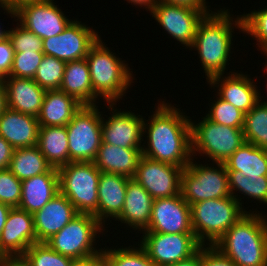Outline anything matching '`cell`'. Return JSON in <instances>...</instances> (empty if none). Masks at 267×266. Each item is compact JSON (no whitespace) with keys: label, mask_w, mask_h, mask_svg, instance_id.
<instances>
[{"label":"cell","mask_w":267,"mask_h":266,"mask_svg":"<svg viewBox=\"0 0 267 266\" xmlns=\"http://www.w3.org/2000/svg\"><path fill=\"white\" fill-rule=\"evenodd\" d=\"M190 210L194 234L203 246H214L226 231L249 212L232 196L196 202L190 205Z\"/></svg>","instance_id":"obj_5"},{"label":"cell","mask_w":267,"mask_h":266,"mask_svg":"<svg viewBox=\"0 0 267 266\" xmlns=\"http://www.w3.org/2000/svg\"><path fill=\"white\" fill-rule=\"evenodd\" d=\"M39 122L37 117L5 108L0 115V136L14 149L38 144Z\"/></svg>","instance_id":"obj_22"},{"label":"cell","mask_w":267,"mask_h":266,"mask_svg":"<svg viewBox=\"0 0 267 266\" xmlns=\"http://www.w3.org/2000/svg\"><path fill=\"white\" fill-rule=\"evenodd\" d=\"M125 248H102V256L106 266H156L148 257L145 250L139 245L138 247Z\"/></svg>","instance_id":"obj_34"},{"label":"cell","mask_w":267,"mask_h":266,"mask_svg":"<svg viewBox=\"0 0 267 266\" xmlns=\"http://www.w3.org/2000/svg\"><path fill=\"white\" fill-rule=\"evenodd\" d=\"M167 266H201V248L191 257Z\"/></svg>","instance_id":"obj_48"},{"label":"cell","mask_w":267,"mask_h":266,"mask_svg":"<svg viewBox=\"0 0 267 266\" xmlns=\"http://www.w3.org/2000/svg\"><path fill=\"white\" fill-rule=\"evenodd\" d=\"M79 213L61 192L33 214L37 242H46Z\"/></svg>","instance_id":"obj_20"},{"label":"cell","mask_w":267,"mask_h":266,"mask_svg":"<svg viewBox=\"0 0 267 266\" xmlns=\"http://www.w3.org/2000/svg\"><path fill=\"white\" fill-rule=\"evenodd\" d=\"M72 266H106V265L102 254H99L88 259L75 260Z\"/></svg>","instance_id":"obj_47"},{"label":"cell","mask_w":267,"mask_h":266,"mask_svg":"<svg viewBox=\"0 0 267 266\" xmlns=\"http://www.w3.org/2000/svg\"><path fill=\"white\" fill-rule=\"evenodd\" d=\"M214 247L236 266H267L266 216L259 211L247 212Z\"/></svg>","instance_id":"obj_3"},{"label":"cell","mask_w":267,"mask_h":266,"mask_svg":"<svg viewBox=\"0 0 267 266\" xmlns=\"http://www.w3.org/2000/svg\"><path fill=\"white\" fill-rule=\"evenodd\" d=\"M143 232L194 234L190 205L182 194L153 200L149 226Z\"/></svg>","instance_id":"obj_14"},{"label":"cell","mask_w":267,"mask_h":266,"mask_svg":"<svg viewBox=\"0 0 267 266\" xmlns=\"http://www.w3.org/2000/svg\"><path fill=\"white\" fill-rule=\"evenodd\" d=\"M172 38L190 48L193 44L197 27L205 15L212 12H201L184 6L159 3L150 12Z\"/></svg>","instance_id":"obj_15"},{"label":"cell","mask_w":267,"mask_h":266,"mask_svg":"<svg viewBox=\"0 0 267 266\" xmlns=\"http://www.w3.org/2000/svg\"><path fill=\"white\" fill-rule=\"evenodd\" d=\"M227 173L231 196L235 198L241 206H243V203L241 199H239L240 195L239 197L238 194L234 195L237 191L238 193L259 201V203L267 205V176L247 178V176H243L240 171H227Z\"/></svg>","instance_id":"obj_32"},{"label":"cell","mask_w":267,"mask_h":266,"mask_svg":"<svg viewBox=\"0 0 267 266\" xmlns=\"http://www.w3.org/2000/svg\"><path fill=\"white\" fill-rule=\"evenodd\" d=\"M1 26V25H0ZM7 36V30L0 27V40Z\"/></svg>","instance_id":"obj_53"},{"label":"cell","mask_w":267,"mask_h":266,"mask_svg":"<svg viewBox=\"0 0 267 266\" xmlns=\"http://www.w3.org/2000/svg\"><path fill=\"white\" fill-rule=\"evenodd\" d=\"M243 133L245 142L267 150V104L258 101L245 114Z\"/></svg>","instance_id":"obj_33"},{"label":"cell","mask_w":267,"mask_h":266,"mask_svg":"<svg viewBox=\"0 0 267 266\" xmlns=\"http://www.w3.org/2000/svg\"><path fill=\"white\" fill-rule=\"evenodd\" d=\"M181 108L161 101L147 120L144 118L143 137L147 146L142 155L155 161L185 168L192 160L191 119Z\"/></svg>","instance_id":"obj_1"},{"label":"cell","mask_w":267,"mask_h":266,"mask_svg":"<svg viewBox=\"0 0 267 266\" xmlns=\"http://www.w3.org/2000/svg\"><path fill=\"white\" fill-rule=\"evenodd\" d=\"M159 3L184 6L201 12H214L210 10L206 4V0H158Z\"/></svg>","instance_id":"obj_44"},{"label":"cell","mask_w":267,"mask_h":266,"mask_svg":"<svg viewBox=\"0 0 267 266\" xmlns=\"http://www.w3.org/2000/svg\"><path fill=\"white\" fill-rule=\"evenodd\" d=\"M59 192L58 169L52 167L47 173L22 180V193L18 208L34 214Z\"/></svg>","instance_id":"obj_24"},{"label":"cell","mask_w":267,"mask_h":266,"mask_svg":"<svg viewBox=\"0 0 267 266\" xmlns=\"http://www.w3.org/2000/svg\"><path fill=\"white\" fill-rule=\"evenodd\" d=\"M115 105L108 104L112 114L102 119V142L123 148H142L144 118L131 110L121 112L113 107Z\"/></svg>","instance_id":"obj_17"},{"label":"cell","mask_w":267,"mask_h":266,"mask_svg":"<svg viewBox=\"0 0 267 266\" xmlns=\"http://www.w3.org/2000/svg\"><path fill=\"white\" fill-rule=\"evenodd\" d=\"M3 80L7 108L38 117L46 90L30 78L7 76Z\"/></svg>","instance_id":"obj_21"},{"label":"cell","mask_w":267,"mask_h":266,"mask_svg":"<svg viewBox=\"0 0 267 266\" xmlns=\"http://www.w3.org/2000/svg\"><path fill=\"white\" fill-rule=\"evenodd\" d=\"M267 6H265L261 10L258 9L254 11H250V13H246L241 15L243 21V33L246 35L249 34L255 39L258 44L257 47L262 53L267 51ZM261 48V49H260Z\"/></svg>","instance_id":"obj_38"},{"label":"cell","mask_w":267,"mask_h":266,"mask_svg":"<svg viewBox=\"0 0 267 266\" xmlns=\"http://www.w3.org/2000/svg\"><path fill=\"white\" fill-rule=\"evenodd\" d=\"M37 146L52 167L58 169L69 164L66 126L40 127Z\"/></svg>","instance_id":"obj_30"},{"label":"cell","mask_w":267,"mask_h":266,"mask_svg":"<svg viewBox=\"0 0 267 266\" xmlns=\"http://www.w3.org/2000/svg\"><path fill=\"white\" fill-rule=\"evenodd\" d=\"M59 189L78 213L98 211V183L101 171L93 162H70L58 168Z\"/></svg>","instance_id":"obj_6"},{"label":"cell","mask_w":267,"mask_h":266,"mask_svg":"<svg viewBox=\"0 0 267 266\" xmlns=\"http://www.w3.org/2000/svg\"><path fill=\"white\" fill-rule=\"evenodd\" d=\"M216 99L209 104L211 106L206 117L217 124L243 128L245 114L219 96Z\"/></svg>","instance_id":"obj_37"},{"label":"cell","mask_w":267,"mask_h":266,"mask_svg":"<svg viewBox=\"0 0 267 266\" xmlns=\"http://www.w3.org/2000/svg\"><path fill=\"white\" fill-rule=\"evenodd\" d=\"M230 73L226 74L228 76H214L208 84L211 88L217 86V96L246 114L259 101L258 86L247 74H240L238 71Z\"/></svg>","instance_id":"obj_19"},{"label":"cell","mask_w":267,"mask_h":266,"mask_svg":"<svg viewBox=\"0 0 267 266\" xmlns=\"http://www.w3.org/2000/svg\"><path fill=\"white\" fill-rule=\"evenodd\" d=\"M15 51L8 36L0 40V78L5 79L10 74Z\"/></svg>","instance_id":"obj_43"},{"label":"cell","mask_w":267,"mask_h":266,"mask_svg":"<svg viewBox=\"0 0 267 266\" xmlns=\"http://www.w3.org/2000/svg\"><path fill=\"white\" fill-rule=\"evenodd\" d=\"M53 1L26 4L13 13L14 18L42 40L57 36L64 31L72 19L67 18Z\"/></svg>","instance_id":"obj_16"},{"label":"cell","mask_w":267,"mask_h":266,"mask_svg":"<svg viewBox=\"0 0 267 266\" xmlns=\"http://www.w3.org/2000/svg\"><path fill=\"white\" fill-rule=\"evenodd\" d=\"M224 165L227 171H240L247 178L267 176V150L244 142Z\"/></svg>","instance_id":"obj_29"},{"label":"cell","mask_w":267,"mask_h":266,"mask_svg":"<svg viewBox=\"0 0 267 266\" xmlns=\"http://www.w3.org/2000/svg\"><path fill=\"white\" fill-rule=\"evenodd\" d=\"M11 208H12L11 206L0 202V236L4 228V225L7 221L8 213L11 210Z\"/></svg>","instance_id":"obj_49"},{"label":"cell","mask_w":267,"mask_h":266,"mask_svg":"<svg viewBox=\"0 0 267 266\" xmlns=\"http://www.w3.org/2000/svg\"><path fill=\"white\" fill-rule=\"evenodd\" d=\"M142 233L139 245L156 266H167L187 259L203 246L195 234Z\"/></svg>","instance_id":"obj_11"},{"label":"cell","mask_w":267,"mask_h":266,"mask_svg":"<svg viewBox=\"0 0 267 266\" xmlns=\"http://www.w3.org/2000/svg\"><path fill=\"white\" fill-rule=\"evenodd\" d=\"M43 56V52H15L9 76L33 79Z\"/></svg>","instance_id":"obj_39"},{"label":"cell","mask_w":267,"mask_h":266,"mask_svg":"<svg viewBox=\"0 0 267 266\" xmlns=\"http://www.w3.org/2000/svg\"><path fill=\"white\" fill-rule=\"evenodd\" d=\"M22 181L9 168L0 169V202L18 207L21 200Z\"/></svg>","instance_id":"obj_41"},{"label":"cell","mask_w":267,"mask_h":266,"mask_svg":"<svg viewBox=\"0 0 267 266\" xmlns=\"http://www.w3.org/2000/svg\"><path fill=\"white\" fill-rule=\"evenodd\" d=\"M128 1V3L136 6H140V7H145V9L149 12L152 11V9L154 8V6L157 4L158 0H126Z\"/></svg>","instance_id":"obj_50"},{"label":"cell","mask_w":267,"mask_h":266,"mask_svg":"<svg viewBox=\"0 0 267 266\" xmlns=\"http://www.w3.org/2000/svg\"><path fill=\"white\" fill-rule=\"evenodd\" d=\"M153 197L133 178L127 182L126 197L120 216L116 219L144 231L150 223Z\"/></svg>","instance_id":"obj_25"},{"label":"cell","mask_w":267,"mask_h":266,"mask_svg":"<svg viewBox=\"0 0 267 266\" xmlns=\"http://www.w3.org/2000/svg\"><path fill=\"white\" fill-rule=\"evenodd\" d=\"M7 36L15 52H43V40L18 22L12 30H7Z\"/></svg>","instance_id":"obj_40"},{"label":"cell","mask_w":267,"mask_h":266,"mask_svg":"<svg viewBox=\"0 0 267 266\" xmlns=\"http://www.w3.org/2000/svg\"><path fill=\"white\" fill-rule=\"evenodd\" d=\"M34 243L33 214L18 207L11 208L0 236V260L20 258Z\"/></svg>","instance_id":"obj_18"},{"label":"cell","mask_w":267,"mask_h":266,"mask_svg":"<svg viewBox=\"0 0 267 266\" xmlns=\"http://www.w3.org/2000/svg\"><path fill=\"white\" fill-rule=\"evenodd\" d=\"M74 97L59 90H46L41 111L37 117L40 127L66 126L82 107Z\"/></svg>","instance_id":"obj_27"},{"label":"cell","mask_w":267,"mask_h":266,"mask_svg":"<svg viewBox=\"0 0 267 266\" xmlns=\"http://www.w3.org/2000/svg\"><path fill=\"white\" fill-rule=\"evenodd\" d=\"M141 156L142 148H123L101 142L93 163L101 172L134 178Z\"/></svg>","instance_id":"obj_26"},{"label":"cell","mask_w":267,"mask_h":266,"mask_svg":"<svg viewBox=\"0 0 267 266\" xmlns=\"http://www.w3.org/2000/svg\"><path fill=\"white\" fill-rule=\"evenodd\" d=\"M195 158L183 169L181 175V194L189 204L208 199H220L231 196L228 173L223 163L198 164Z\"/></svg>","instance_id":"obj_9"},{"label":"cell","mask_w":267,"mask_h":266,"mask_svg":"<svg viewBox=\"0 0 267 266\" xmlns=\"http://www.w3.org/2000/svg\"><path fill=\"white\" fill-rule=\"evenodd\" d=\"M45 0H0V4L2 9L5 11L4 13H7L14 17V12L17 11L20 7L30 4V3H38L43 2Z\"/></svg>","instance_id":"obj_46"},{"label":"cell","mask_w":267,"mask_h":266,"mask_svg":"<svg viewBox=\"0 0 267 266\" xmlns=\"http://www.w3.org/2000/svg\"><path fill=\"white\" fill-rule=\"evenodd\" d=\"M14 150L11 144L0 136V169L9 168Z\"/></svg>","instance_id":"obj_45"},{"label":"cell","mask_w":267,"mask_h":266,"mask_svg":"<svg viewBox=\"0 0 267 266\" xmlns=\"http://www.w3.org/2000/svg\"><path fill=\"white\" fill-rule=\"evenodd\" d=\"M201 266H236L214 246L201 247Z\"/></svg>","instance_id":"obj_42"},{"label":"cell","mask_w":267,"mask_h":266,"mask_svg":"<svg viewBox=\"0 0 267 266\" xmlns=\"http://www.w3.org/2000/svg\"><path fill=\"white\" fill-rule=\"evenodd\" d=\"M20 258L28 266H72L75 261L54 251L46 242L34 243Z\"/></svg>","instance_id":"obj_35"},{"label":"cell","mask_w":267,"mask_h":266,"mask_svg":"<svg viewBox=\"0 0 267 266\" xmlns=\"http://www.w3.org/2000/svg\"><path fill=\"white\" fill-rule=\"evenodd\" d=\"M51 168L37 145L15 149L9 166L10 171L21 181L47 173Z\"/></svg>","instance_id":"obj_31"},{"label":"cell","mask_w":267,"mask_h":266,"mask_svg":"<svg viewBox=\"0 0 267 266\" xmlns=\"http://www.w3.org/2000/svg\"><path fill=\"white\" fill-rule=\"evenodd\" d=\"M129 179L120 174L101 172L98 183V211L94 216L103 226L108 218H114L116 221L120 216Z\"/></svg>","instance_id":"obj_23"},{"label":"cell","mask_w":267,"mask_h":266,"mask_svg":"<svg viewBox=\"0 0 267 266\" xmlns=\"http://www.w3.org/2000/svg\"><path fill=\"white\" fill-rule=\"evenodd\" d=\"M235 28L243 31L242 16L237 15L234 20L228 9L220 8L200 21L189 50L198 52L207 82L214 76L225 74Z\"/></svg>","instance_id":"obj_2"},{"label":"cell","mask_w":267,"mask_h":266,"mask_svg":"<svg viewBox=\"0 0 267 266\" xmlns=\"http://www.w3.org/2000/svg\"><path fill=\"white\" fill-rule=\"evenodd\" d=\"M6 107L7 105L5 84L4 80L0 78V115Z\"/></svg>","instance_id":"obj_52"},{"label":"cell","mask_w":267,"mask_h":266,"mask_svg":"<svg viewBox=\"0 0 267 266\" xmlns=\"http://www.w3.org/2000/svg\"><path fill=\"white\" fill-rule=\"evenodd\" d=\"M98 107V105H83L66 125L69 163L95 160L102 142L103 114Z\"/></svg>","instance_id":"obj_10"},{"label":"cell","mask_w":267,"mask_h":266,"mask_svg":"<svg viewBox=\"0 0 267 266\" xmlns=\"http://www.w3.org/2000/svg\"><path fill=\"white\" fill-rule=\"evenodd\" d=\"M0 266H28L21 258H6L0 260Z\"/></svg>","instance_id":"obj_51"},{"label":"cell","mask_w":267,"mask_h":266,"mask_svg":"<svg viewBox=\"0 0 267 266\" xmlns=\"http://www.w3.org/2000/svg\"><path fill=\"white\" fill-rule=\"evenodd\" d=\"M60 90L82 105H94V92L85 58L66 62Z\"/></svg>","instance_id":"obj_28"},{"label":"cell","mask_w":267,"mask_h":266,"mask_svg":"<svg viewBox=\"0 0 267 266\" xmlns=\"http://www.w3.org/2000/svg\"><path fill=\"white\" fill-rule=\"evenodd\" d=\"M66 62L53 56L44 55L36 70L34 81L45 90H59Z\"/></svg>","instance_id":"obj_36"},{"label":"cell","mask_w":267,"mask_h":266,"mask_svg":"<svg viewBox=\"0 0 267 266\" xmlns=\"http://www.w3.org/2000/svg\"><path fill=\"white\" fill-rule=\"evenodd\" d=\"M266 67L264 68V69H267V64L265 65ZM266 86H267V84H266ZM266 91H267V87H266ZM261 91H259V102H261V103H264V104H267V100L266 101H263L261 98H263L260 94Z\"/></svg>","instance_id":"obj_54"},{"label":"cell","mask_w":267,"mask_h":266,"mask_svg":"<svg viewBox=\"0 0 267 266\" xmlns=\"http://www.w3.org/2000/svg\"><path fill=\"white\" fill-rule=\"evenodd\" d=\"M99 37L93 27L74 19L59 35L43 39V53L65 62L84 59Z\"/></svg>","instance_id":"obj_12"},{"label":"cell","mask_w":267,"mask_h":266,"mask_svg":"<svg viewBox=\"0 0 267 266\" xmlns=\"http://www.w3.org/2000/svg\"><path fill=\"white\" fill-rule=\"evenodd\" d=\"M101 36L89 49L86 61L94 92V105L99 97L106 104H116L133 82L132 69L102 42ZM104 43V44H103Z\"/></svg>","instance_id":"obj_4"},{"label":"cell","mask_w":267,"mask_h":266,"mask_svg":"<svg viewBox=\"0 0 267 266\" xmlns=\"http://www.w3.org/2000/svg\"><path fill=\"white\" fill-rule=\"evenodd\" d=\"M105 230L94 215L79 213L46 243L63 256L84 260L102 253V248L98 250L94 245L98 233L103 236Z\"/></svg>","instance_id":"obj_7"},{"label":"cell","mask_w":267,"mask_h":266,"mask_svg":"<svg viewBox=\"0 0 267 266\" xmlns=\"http://www.w3.org/2000/svg\"><path fill=\"white\" fill-rule=\"evenodd\" d=\"M184 168L141 156L135 179L153 199L181 194V175Z\"/></svg>","instance_id":"obj_13"},{"label":"cell","mask_w":267,"mask_h":266,"mask_svg":"<svg viewBox=\"0 0 267 266\" xmlns=\"http://www.w3.org/2000/svg\"><path fill=\"white\" fill-rule=\"evenodd\" d=\"M199 121L196 124L191 119L192 156L194 157L197 154L205 155L214 163L224 164L245 142L243 128L217 124L206 116Z\"/></svg>","instance_id":"obj_8"}]
</instances>
